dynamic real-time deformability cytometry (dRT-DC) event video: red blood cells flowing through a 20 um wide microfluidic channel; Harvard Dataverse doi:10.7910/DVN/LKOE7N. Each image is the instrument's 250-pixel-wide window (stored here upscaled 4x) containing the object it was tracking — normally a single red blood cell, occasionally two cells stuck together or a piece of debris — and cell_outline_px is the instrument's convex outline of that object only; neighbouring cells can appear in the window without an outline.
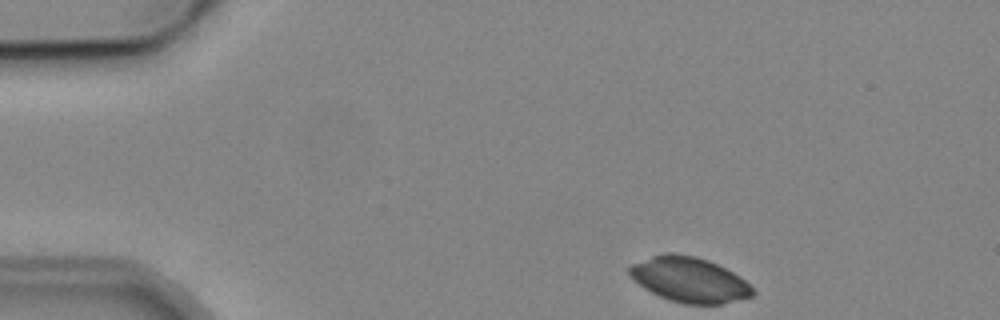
{"species": "common noctule bat (a hibernating species)", "species_latin": "Nyctalus noctula", "temperature_condition": "cold", "stored_images_in_passage": 3, "camera_frame_rate_fps": 3000, "um_per_image_px": 0.085, "animal": {"sex": "male", "body_mass_g": 19.2, "forearm_length_mm": 51.8}, "frame": {"image": 1, "passage_image": 1, "time_ms": 0.0, "image_size_px": [1000, 320], "cell_outline_px": [[756, 292], [752, 296], [724, 304], [684, 304], [668, 300], [644, 288], [628, 272], [628, 268], [632, 264], [652, 256], [664, 252], [672, 252], [696, 256], [708, 260], [740, 276]], "centroid_in_image_um": [58.61, 23.77], "position_along_channel_um": 26.4, "area_um2": 32.25}}